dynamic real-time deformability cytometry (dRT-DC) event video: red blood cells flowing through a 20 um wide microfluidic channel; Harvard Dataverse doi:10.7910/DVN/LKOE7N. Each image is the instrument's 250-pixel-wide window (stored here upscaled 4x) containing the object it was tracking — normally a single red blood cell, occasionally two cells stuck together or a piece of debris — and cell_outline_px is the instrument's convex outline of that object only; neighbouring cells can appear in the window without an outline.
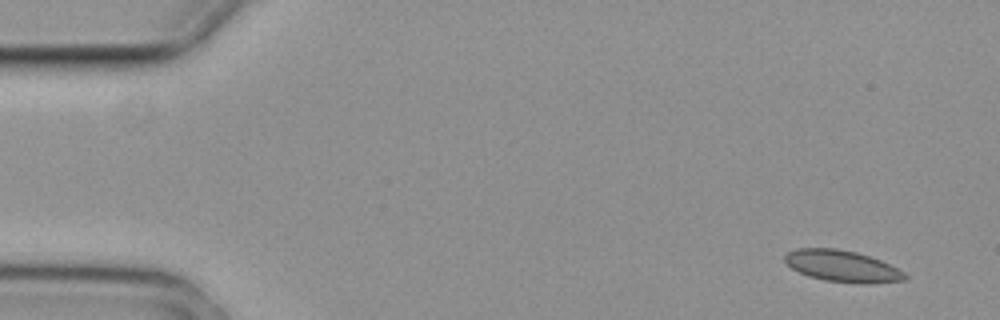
{"species": "common noctule bat (a hibernating species)", "species_latin": "Nyctalus noctula", "temperature_condition": "cold", "stored_images_in_passage": 3, "camera_frame_rate_fps": 3000, "um_per_image_px": 0.085, "animal": {"sex": "female", "body_mass_g": 29.2, "forearm_length_mm": 56.3}, "frame": {"image": 1, "passage_image": 1, "time_ms": 0.0, "image_size_px": [1000, 320], "cell_outline_px": [[908, 280], [824, 280], [808, 276], [792, 268], [784, 260], [784, 256], [788, 252], [796, 248], [836, 248], [856, 252], [880, 260], [904, 272], [908, 276]], "centroid_in_image_um": [71.48, 22.55], "position_along_channel_um": 13.5, "area_um2": 20.75}}